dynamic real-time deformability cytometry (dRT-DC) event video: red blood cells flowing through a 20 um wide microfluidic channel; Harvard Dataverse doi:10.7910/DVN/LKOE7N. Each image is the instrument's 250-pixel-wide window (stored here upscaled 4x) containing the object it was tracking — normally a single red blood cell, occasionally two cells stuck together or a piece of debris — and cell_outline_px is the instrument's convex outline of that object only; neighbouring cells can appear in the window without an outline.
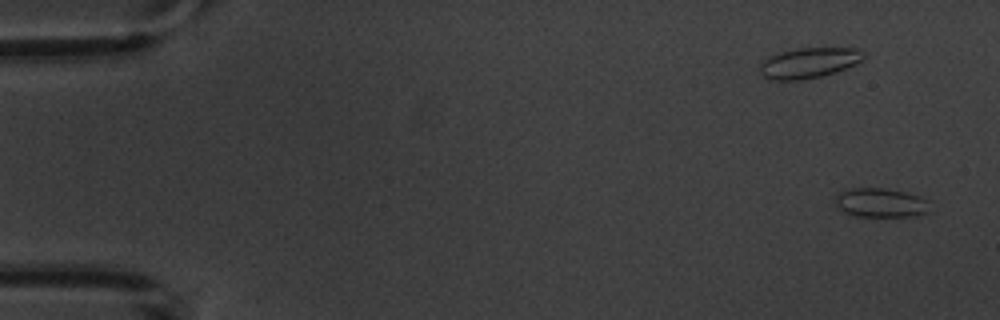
{"species": "common noctule bat (a hibernating species)", "species_latin": "Nyctalus noctula", "temperature_condition": "warm", "stored_images_in_passage": 7, "camera_frame_rate_fps": 3000, "um_per_image_px": 0.085, "animal": {"sex": "male", "body_mass_g": 20.1, "forearm_length_mm": 53.5}, "frame": {"image": 1, "passage_image": 2, "time_ms": 1.0, "image_size_px": [1000, 320], "cell_outline_px": [[932, 212], [916, 216], [856, 216], [840, 208], [836, 204], [836, 192], [848, 188], [880, 188], [904, 192], [928, 200]], "centroid_in_image_um": [74.89, 17.23], "position_along_channel_um": 10.1, "area_um2": 16.01}}